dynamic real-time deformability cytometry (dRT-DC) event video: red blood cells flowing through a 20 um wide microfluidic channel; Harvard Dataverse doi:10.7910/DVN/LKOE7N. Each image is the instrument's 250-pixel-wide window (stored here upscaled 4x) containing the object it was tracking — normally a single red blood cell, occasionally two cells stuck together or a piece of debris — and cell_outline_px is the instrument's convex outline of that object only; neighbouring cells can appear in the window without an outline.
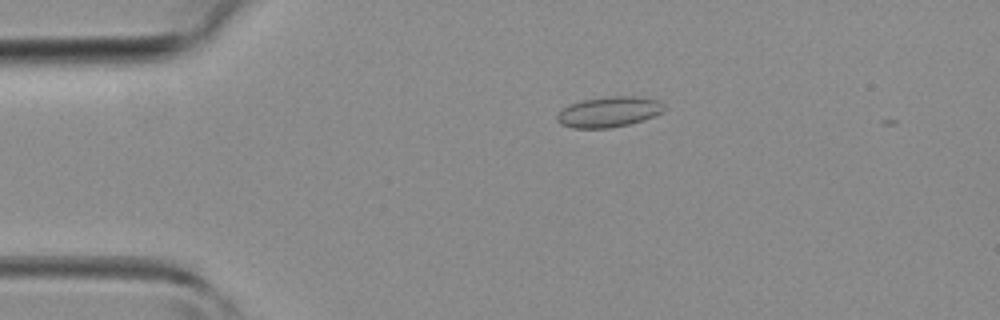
{"species": "common noctule bat (a hibernating species)", "species_latin": "Nyctalus noctula", "temperature_condition": "room temperature", "stored_images_in_passage": 36, "camera_frame_rate_fps": 3000, "um_per_image_px": 0.085, "animal": {"sex": "female", "body_mass_g": 19.3, "forearm_length_mm": 54.1}, "frame": {"image": 1, "passage_image": 6, "time_ms": 1.667, "image_size_px": [1000, 320], "cell_outline_px": [[664, 108], [656, 116], [644, 120], [628, 124], [608, 128], [572, 128], [560, 124], [556, 120], [556, 116], [564, 108], [572, 104], [584, 100], [612, 96], [636, 96], [656, 100]], "centroid_in_image_um": [51.73, 9.53], "position_along_channel_um": 33.3, "area_um2": 18.67}}
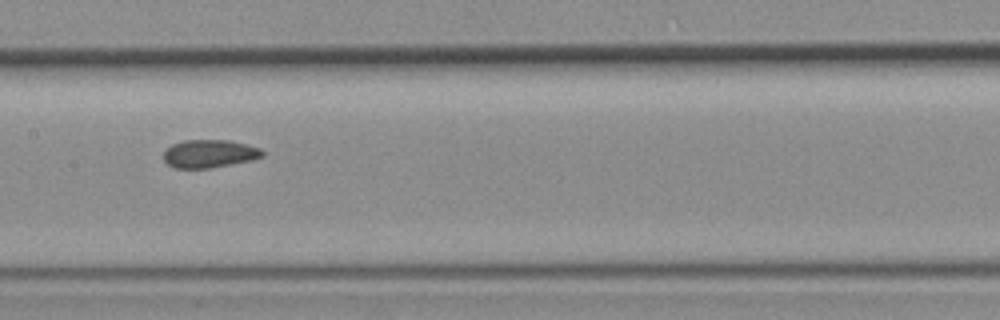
{"frame": {"image": 2, "passage_image": 18, "time_ms": 5.667, "image_size_px": [1000, 320], "cell_outline_px": [[264, 156], [252, 160], [212, 168], [172, 168], [164, 160], [164, 152], [172, 144], [184, 140], [228, 140], [260, 148], [264, 152]], "centroid_in_image_um": [17.8, 13.07], "position_along_channel_um": 189.6, "area_um2": 16.13}}
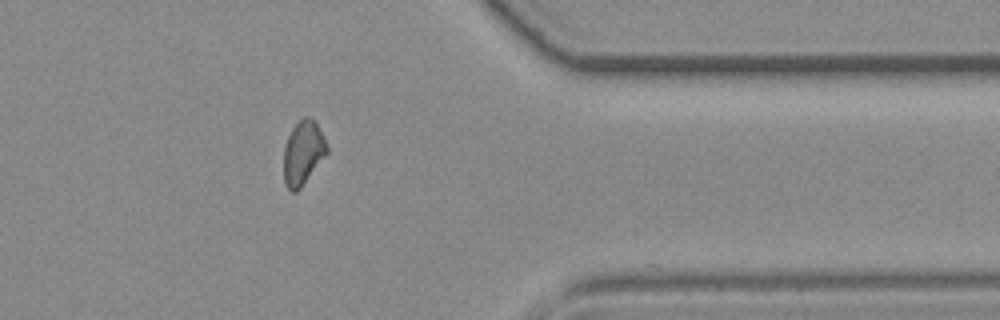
{"frame": {"image": 3, "passage_image": 31, "time_ms": 10.0, "image_size_px": [1000, 320], "cell_outline_px": [[328, 152], [300, 188], [296, 192], [292, 192], [284, 184], [284, 148], [288, 136], [292, 128], [304, 116], [308, 116], [316, 124], [328, 148]], "centroid_in_image_um": [25.73, 13.01], "position_along_channel_um": 385.7, "area_um2": 15.72}}